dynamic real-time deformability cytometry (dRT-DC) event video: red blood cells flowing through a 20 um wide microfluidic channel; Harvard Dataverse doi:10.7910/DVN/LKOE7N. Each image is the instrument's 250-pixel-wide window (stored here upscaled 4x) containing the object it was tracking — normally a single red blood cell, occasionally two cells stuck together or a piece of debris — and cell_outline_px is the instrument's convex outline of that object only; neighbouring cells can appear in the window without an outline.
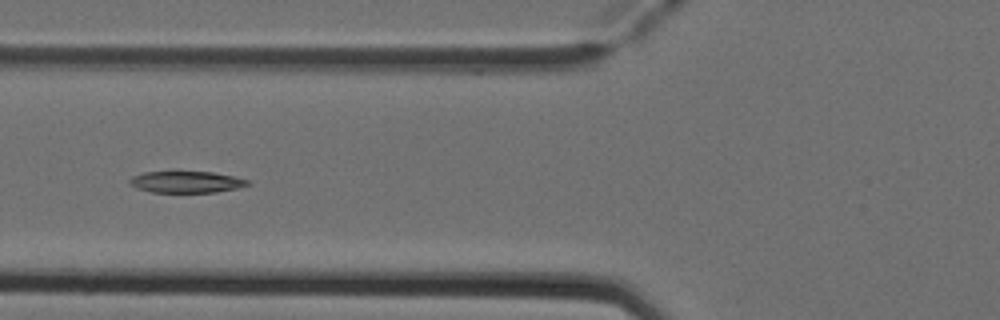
{"species": "Egyptian fruit bat (a non-hibernating species)", "species_latin": "Rousettus aegyptiacus", "temperature_condition": "cold", "stored_images_in_passage": 5, "camera_frame_rate_fps": 3000, "um_per_image_px": 0.085, "animal": {"sex": "female"}, "frame": {"image": 1, "passage_image": 5, "time_ms": 1.333, "image_size_px": [1000, 320], "cell_outline_px": [[252, 184], [236, 188], [216, 192], [152, 192], [136, 188], [128, 180], [132, 176], [144, 172], [176, 168], [212, 172], [252, 180]], "centroid_in_image_um": [15.83, 15.41], "position_along_channel_um": 110.0, "area_um2": 15.72}}